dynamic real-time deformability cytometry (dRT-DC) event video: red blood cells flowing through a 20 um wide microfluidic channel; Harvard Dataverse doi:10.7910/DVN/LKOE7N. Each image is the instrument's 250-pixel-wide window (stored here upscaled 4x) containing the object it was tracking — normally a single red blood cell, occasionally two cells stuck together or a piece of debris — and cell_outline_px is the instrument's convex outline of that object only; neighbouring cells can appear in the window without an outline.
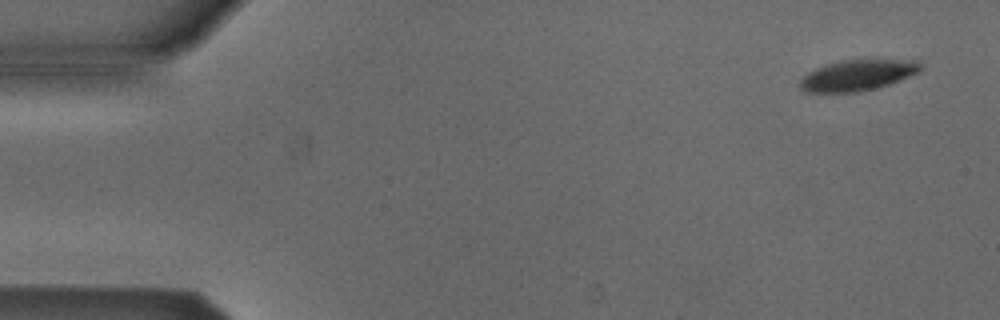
{"species": "Egyptian fruit bat (a non-hibernating species)", "species_latin": "Rousettus aegyptiacus", "temperature_condition": "cold", "stored_images_in_passage": 5, "camera_frame_rate_fps": 3000, "um_per_image_px": 0.085, "animal": {"sex": "male"}, "frame": {"image": 1, "passage_image": 1, "time_ms": 0.0, "image_size_px": [1000, 320], "cell_outline_px": [[924, 64], [920, 72], [888, 84], [876, 88], [856, 92], [804, 92], [800, 88], [800, 80], [808, 72], [816, 68], [840, 60], [920, 60]], "centroid_in_image_um": [72.92, 6.39], "position_along_channel_um": 12.1, "area_um2": 21.62}}
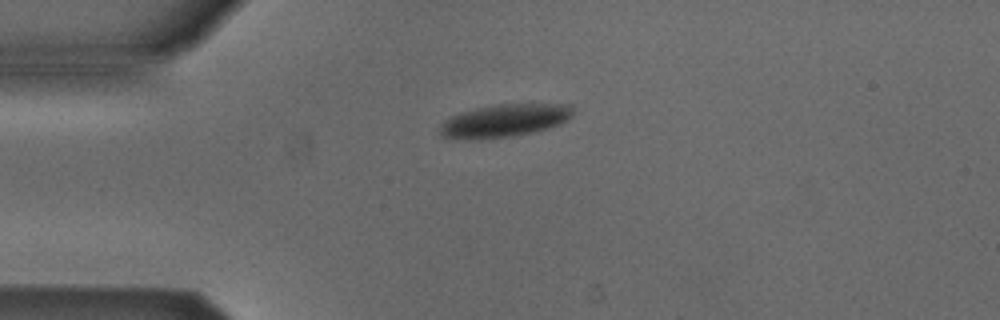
{"frame": {"image": 2, "passage_image": 4, "time_ms": 1.0, "image_size_px": [1000, 320], "cell_outline_px": [[572, 116], [560, 124], [548, 128], [532, 132], [512, 136], [468, 140], [440, 136], [436, 132], [440, 124], [444, 120], [460, 112], [476, 108], [496, 104], [572, 104]], "centroid_in_image_um": [42.82, 10.26], "position_along_channel_um": 42.2, "area_um2": 25.61}}